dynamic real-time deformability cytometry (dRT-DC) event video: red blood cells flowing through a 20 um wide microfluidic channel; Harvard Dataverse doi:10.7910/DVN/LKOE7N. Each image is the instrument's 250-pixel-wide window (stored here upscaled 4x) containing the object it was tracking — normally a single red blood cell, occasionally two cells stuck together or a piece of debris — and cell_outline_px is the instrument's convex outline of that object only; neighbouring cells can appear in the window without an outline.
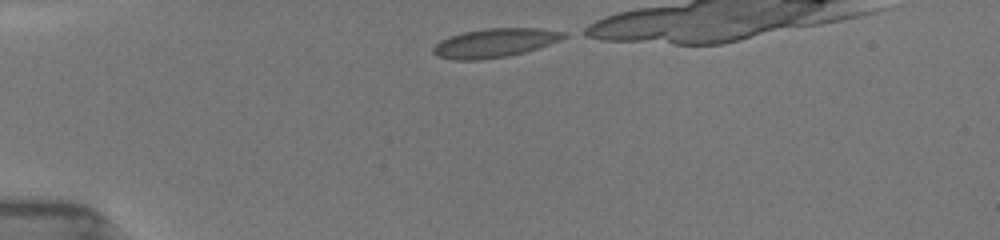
{"species": "common noctule bat (a hibernating species)", "species_latin": "Nyctalus noctula", "temperature_condition": "room temperature", "stored_images_in_passage": 11, "camera_frame_rate_fps": 3000, "um_per_image_px": 0.085, "animal": {"sex": "female", "body_mass_g": 19.5, "forearm_length_mm": 54.1}, "frame": {"image": 1, "passage_image": 1, "time_ms": 0.0, "image_size_px": [1000, 240], "cell_outline_px": [[568, 36], [560, 40], [524, 52], [508, 56], [480, 60], [452, 60], [436, 56], [432, 52], [432, 48], [440, 40], [464, 32], [484, 28], [540, 28], [568, 32]], "centroid_in_image_um": [42.05, 3.65], "position_along_channel_um": 42.9, "area_um2": 22.02}}
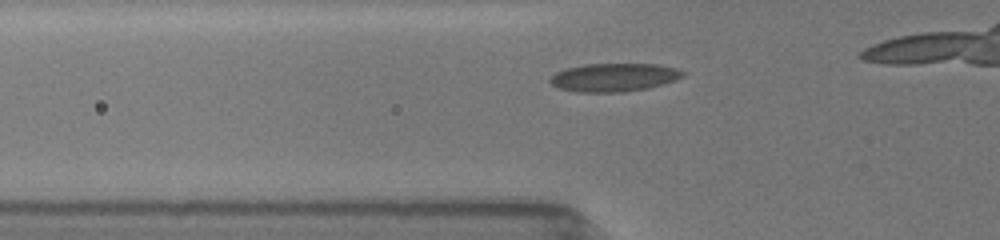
{"frame": {"image": 2, "passage_image": 4, "time_ms": 1.667, "image_size_px": [1000, 240], "cell_outline_px": [[684, 76], [664, 84], [648, 88], [620, 92], [576, 92], [560, 88], [552, 84], [548, 80], [556, 72], [564, 68], [584, 64], [656, 64], [676, 68], [684, 72]], "centroid_in_image_um": [52.17, 6.57], "position_along_channel_um": 73.6, "area_um2": 21.85}}
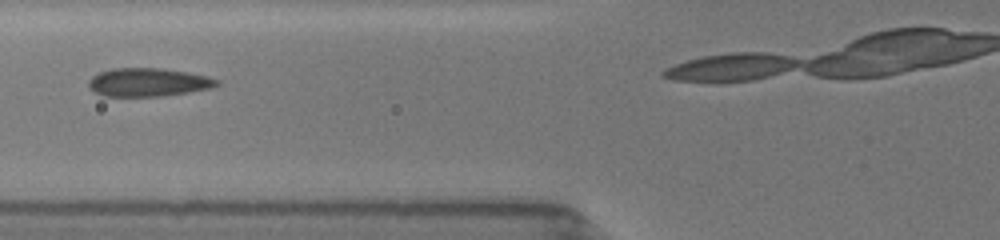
{"frame": {"image": 3, "passage_image": 7, "time_ms": 2.667, "image_size_px": [1000, 240], "cell_outline_px": [[220, 84], [212, 88], [188, 92], [160, 96], [104, 96], [88, 88], [88, 80], [92, 76], [100, 72], [112, 68], [164, 68], [188, 72], [220, 80]], "centroid_in_image_um": [12.58, 6.99], "position_along_channel_um": 113.2, "area_um2": 21.21}}